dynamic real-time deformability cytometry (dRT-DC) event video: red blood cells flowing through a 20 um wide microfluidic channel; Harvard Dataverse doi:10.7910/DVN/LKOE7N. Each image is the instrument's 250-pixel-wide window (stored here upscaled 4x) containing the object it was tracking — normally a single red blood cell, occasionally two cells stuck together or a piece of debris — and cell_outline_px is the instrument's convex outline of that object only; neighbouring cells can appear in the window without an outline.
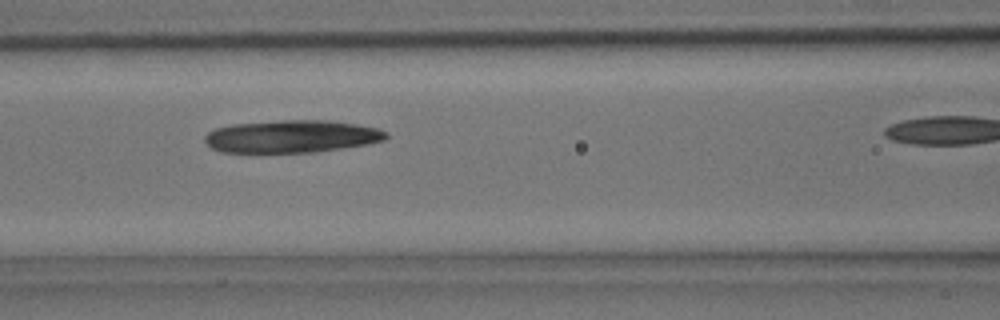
{"species": "common noctule bat (a hibernating species)", "species_latin": "Nyctalus noctula", "temperature_condition": "room temperature", "stored_images_in_passage": 28, "camera_frame_rate_fps": 3000, "um_per_image_px": 0.085, "animal": {"sex": "male", "body_mass_g": 15.6}, "frame": {"image": 1, "passage_image": 13, "time_ms": 4.0, "image_size_px": [1000, 320], "cell_outline_px": [[388, 136], [384, 140], [368, 144], [344, 148], [316, 152], [220, 152], [212, 148], [204, 140], [204, 136], [208, 132], [216, 128], [232, 124], [284, 120], [328, 120], [356, 124], [376, 128], [388, 132]], "centroid_in_image_um": [24.8, 11.59], "position_along_channel_um": 141.8, "area_um2": 34.39}}
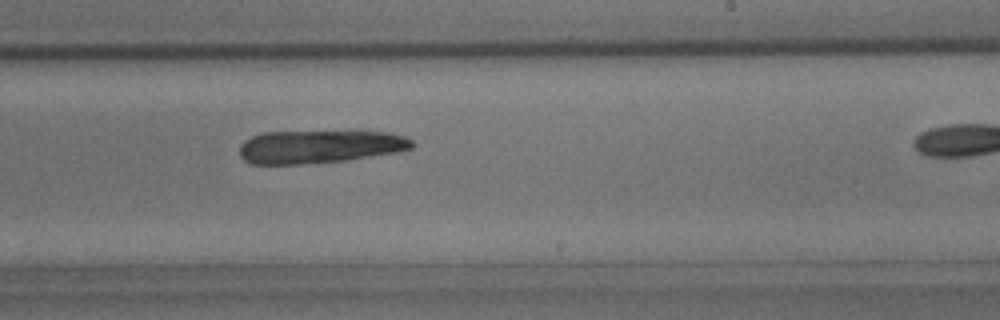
{"frame": {"image": 2, "passage_image": 20, "time_ms": 6.333, "image_size_px": [1000, 320], "cell_outline_px": [[416, 144], [412, 148], [400, 152], [348, 160], [300, 164], [252, 164], [244, 160], [240, 156], [240, 144], [244, 140], [252, 136], [264, 132], [388, 132], [404, 136], [412, 140]], "centroid_in_image_um": [27.18, 12.47], "position_along_channel_um": 261.8, "area_um2": 33.29}}